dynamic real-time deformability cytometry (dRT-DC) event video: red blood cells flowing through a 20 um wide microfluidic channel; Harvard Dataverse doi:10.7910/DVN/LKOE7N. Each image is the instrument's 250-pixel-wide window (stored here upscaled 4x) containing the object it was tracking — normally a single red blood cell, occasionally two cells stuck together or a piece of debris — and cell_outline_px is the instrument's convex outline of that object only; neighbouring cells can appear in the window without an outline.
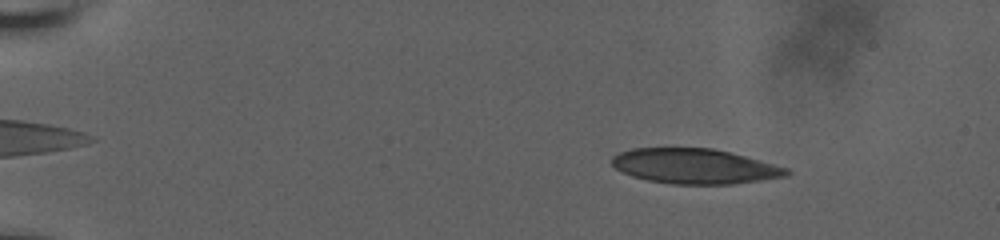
{"species": "human", "species_latin": "Homo sapiens", "temperature_condition": "room temperature", "stored_images_in_passage": 77, "camera_frame_rate_fps": 3000, "um_per_image_px": 0.085, "donor": {"sex": "male"}, "frame": {"image": 1, "passage_image": 13, "time_ms": 3.0, "image_size_px": [1000, 240], "cell_outline_px": [[792, 172], [788, 176], [732, 184], [672, 184], [648, 180], [632, 176], [616, 168], [612, 164], [612, 156], [620, 152], [632, 148], [712, 148], [744, 156], [788, 168]], "centroid_in_image_um": [59.05, 14.13], "position_along_channel_um": 26.0, "area_um2": 35.43}}
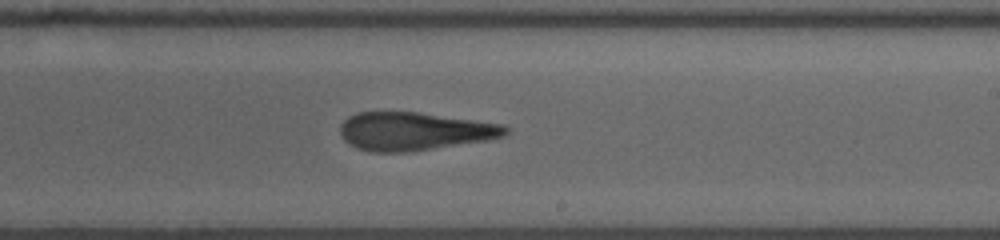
{"frame": {"image": 2, "passage_image": 46, "time_ms": 12.333, "image_size_px": [1000, 240], "cell_outline_px": [[508, 132], [504, 136], [488, 140], [412, 152], [372, 152], [356, 148], [348, 144], [344, 140], [340, 132], [340, 124], [348, 116], [356, 112], [416, 112], [504, 124], [508, 128]], "centroid_in_image_um": [35.19, 11.17], "position_along_channel_um": 253.8, "area_um2": 36.99}}
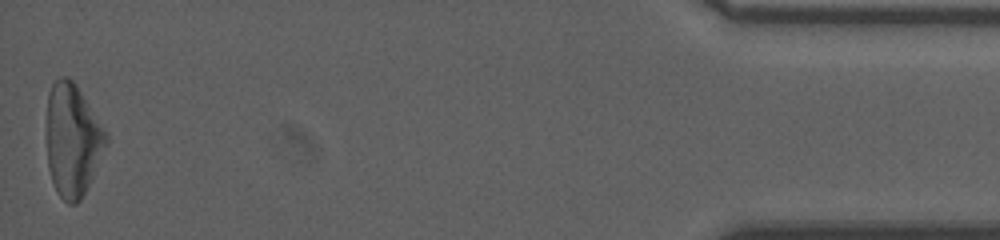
{"frame": {"image": 3, "passage_image": 77, "time_ms": 19.333, "image_size_px": [1000, 240], "cell_outline_px": [[108, 144], [80, 200], [76, 204], [68, 204], [56, 192], [48, 168], [48, 92], [56, 76], [68, 76], [76, 84], [108, 132]], "centroid_in_image_um": [6.19, 11.87], "position_along_channel_um": 429.0, "area_um2": 38.96}, "authors_computed_cell_mechanics": {"area_um2": 37.5122, "velocity_mm_per_s": 3.667, "shape_relaxation_time_tau1_ms": 7.6133, "shape_relaxation_time_tau2_ms": 3.3966, "deformation_change_tau1": 0.2047, "deformation_change_tau2": 0.1541}}